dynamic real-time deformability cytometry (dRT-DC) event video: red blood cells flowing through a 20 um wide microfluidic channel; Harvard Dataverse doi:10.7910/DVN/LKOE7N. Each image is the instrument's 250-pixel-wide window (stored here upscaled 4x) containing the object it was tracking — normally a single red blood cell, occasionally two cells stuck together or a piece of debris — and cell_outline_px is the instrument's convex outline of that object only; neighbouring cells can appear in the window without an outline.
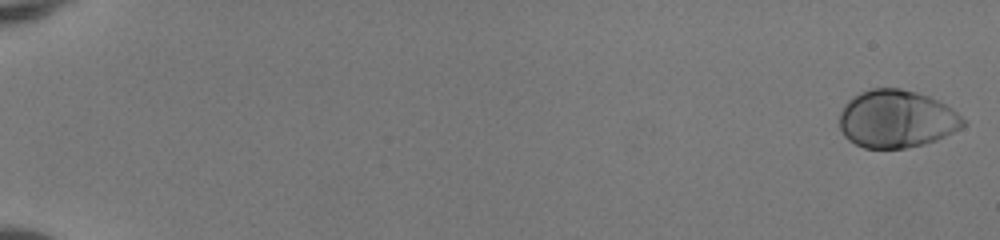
{"species": "human", "species_latin": "Homo sapiens", "temperature_condition": "room temperature", "stored_images_in_passage": 52, "camera_frame_rate_fps": 3000, "um_per_image_px": 0.085, "donor": {"sex": "female"}, "frame": {"image": 1, "passage_image": 1, "time_ms": 0.0, "image_size_px": [1000, 240], "cell_outline_px": [[968, 124], [936, 140], [924, 144], [904, 148], [864, 148], [848, 140], [844, 136], [840, 128], [840, 112], [844, 104], [852, 96], [860, 92], [872, 88], [900, 88], [916, 92], [940, 100], [952, 108]], "centroid_in_image_um": [76.19, 10.1], "position_along_channel_um": 8.8, "area_um2": 41.73}}
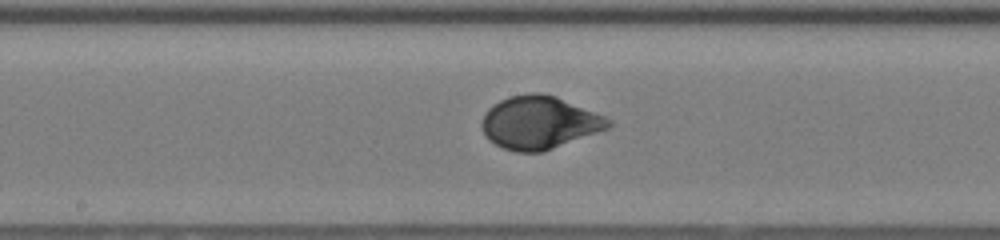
{"frame": {"image": 2, "passage_image": 30, "time_ms": 9.667, "image_size_px": [1000, 240], "cell_outline_px": [[612, 124], [608, 128], [552, 148], [540, 152], [516, 152], [504, 148], [496, 144], [484, 132], [480, 124], [488, 108], [492, 104], [500, 100], [512, 96], [528, 92], [540, 92], [556, 96], [604, 116], [612, 120]], "centroid_in_image_um": [45.83, 10.4], "position_along_channel_um": 202.4, "area_um2": 38.49}}
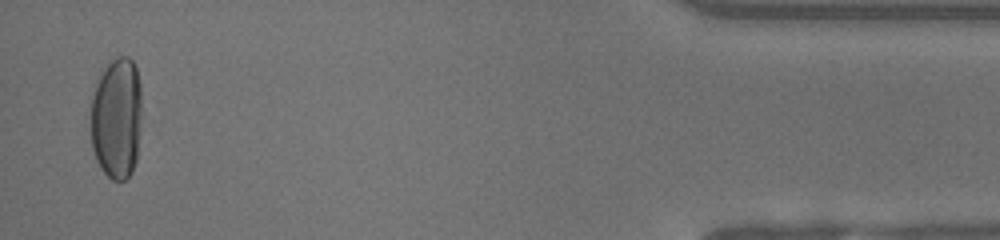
{"frame": {"image": 3, "passage_image": 51, "time_ms": 16.667, "image_size_px": [1000, 240], "cell_outline_px": [[140, 116], [136, 160], [132, 172], [124, 180], [112, 180], [100, 168], [96, 160], [92, 148], [92, 96], [96, 84], [104, 68], [112, 60], [120, 56], [128, 56], [132, 60], [136, 68], [140, 84]], "centroid_in_image_um": [9.91, 10.05], "position_along_channel_um": 425.3, "area_um2": 35.84}, "authors_computed_cell_mechanics": {"area_um2": 38.5815, "velocity_mm_per_s": 4.1112, "shape_relaxation_time_tau1_ms": 3.1667, "shape_relaxation_time_tau2_ms": null, "deformation_change_tau1": 0.1923, "deformation_change_tau2": null}}